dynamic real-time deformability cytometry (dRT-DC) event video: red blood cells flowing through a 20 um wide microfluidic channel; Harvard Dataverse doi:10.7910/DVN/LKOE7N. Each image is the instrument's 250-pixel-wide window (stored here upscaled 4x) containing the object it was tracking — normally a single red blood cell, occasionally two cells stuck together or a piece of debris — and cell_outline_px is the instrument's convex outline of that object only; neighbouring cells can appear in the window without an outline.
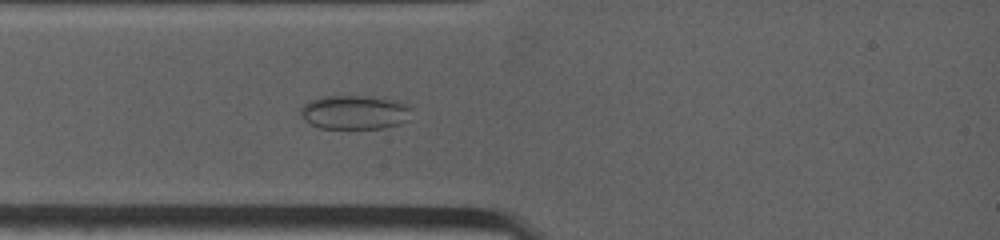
{"species": "common noctule bat (a hibernating species)", "species_latin": "Nyctalus noctula", "temperature_condition": "warm", "stored_images_in_passage": 7, "camera_frame_rate_fps": 4500, "um_per_image_px": 0.085, "animal": {"sex": "female", "body_mass_g": 19.0, "forearm_length_mm": 53.3}, "frame": {"image": 1, "passage_image": 1, "time_ms": 0.0, "image_size_px": [1000, 240], "cell_outline_px": [[412, 108], [408, 120], [400, 124], [384, 128], [320, 128], [304, 120], [300, 116], [300, 108], [308, 100], [324, 96], [372, 96], [392, 100], [408, 104]], "centroid_in_image_um": [30.14, 9.54], "position_along_channel_um": 54.9, "area_um2": 22.2}}
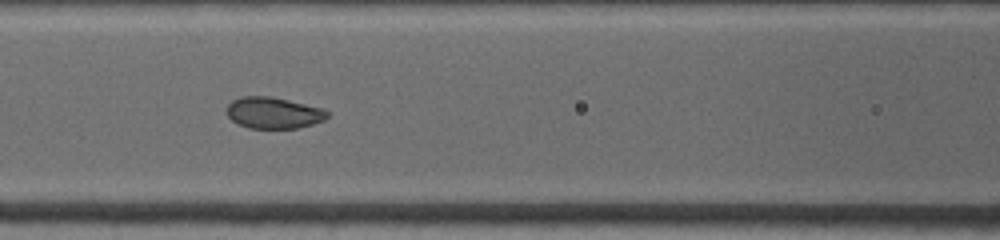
{"frame": {"image": 2, "passage_image": 6, "time_ms": 2.222, "image_size_px": [1000, 240], "cell_outline_px": [[328, 116], [324, 120], [312, 124], [296, 128], [248, 128], [236, 124], [228, 116], [224, 108], [232, 100], [240, 96], [272, 96], [324, 108], [328, 112]], "centroid_in_image_um": [23.21, 9.58], "position_along_channel_um": 143.4, "area_um2": 18.67}}